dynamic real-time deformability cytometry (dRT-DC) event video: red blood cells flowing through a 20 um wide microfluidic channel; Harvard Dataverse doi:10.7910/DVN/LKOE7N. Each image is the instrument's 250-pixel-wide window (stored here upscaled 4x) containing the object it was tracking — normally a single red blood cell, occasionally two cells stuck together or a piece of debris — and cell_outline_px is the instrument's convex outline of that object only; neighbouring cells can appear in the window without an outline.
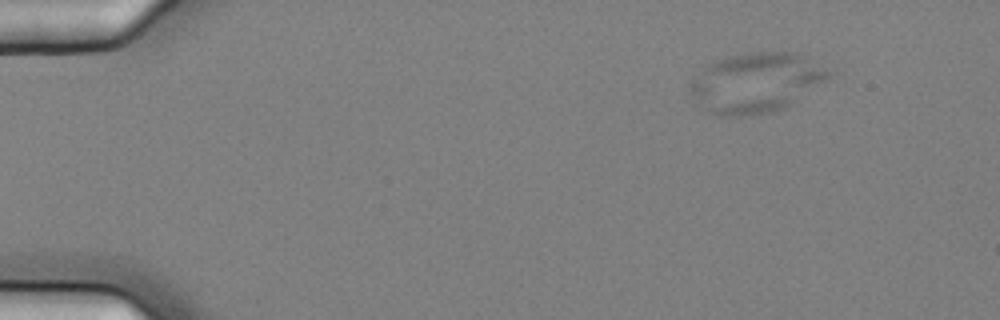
{"species": "common noctule bat (a hibernating species)", "species_latin": "Nyctalus noctula", "temperature_condition": "cold", "stored_images_in_passage": 4, "camera_frame_rate_fps": 3000, "um_per_image_px": 0.085, "animal": {"sex": "female", "body_mass_g": 25.1}, "frame": {"image": 1, "passage_image": 1, "time_ms": 0.0, "image_size_px": [1000, 320], "cell_outline_px": [[836, 72], [784, 108], [772, 112], [736, 116], [728, 116], [704, 112], [688, 88], [688, 84], [712, 60], [728, 56], [748, 52], [800, 52]], "centroid_in_image_um": [64.26, 7.0], "position_along_channel_um": 20.7, "area_um2": 48.38}}
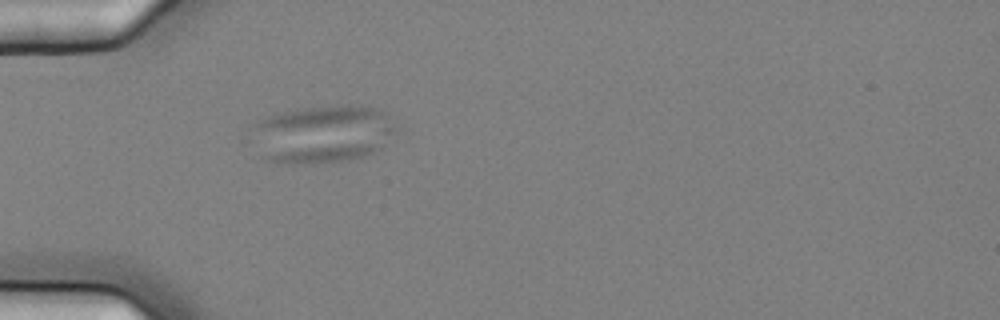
{"frame": {"image": 2, "passage_image": 4, "time_ms": 1.0, "image_size_px": [1000, 320], "cell_outline_px": [[396, 132], [380, 148], [372, 152], [360, 156], [340, 160], [308, 164], [292, 164], [268, 160], [260, 156], [256, 128], [256, 120], [268, 116], [284, 112], [304, 108], [340, 104], [344, 104], [372, 108], [380, 112], [396, 128]], "centroid_in_image_um": [27.4, 11.39], "position_along_channel_um": 57.6, "area_um2": 47.22}}